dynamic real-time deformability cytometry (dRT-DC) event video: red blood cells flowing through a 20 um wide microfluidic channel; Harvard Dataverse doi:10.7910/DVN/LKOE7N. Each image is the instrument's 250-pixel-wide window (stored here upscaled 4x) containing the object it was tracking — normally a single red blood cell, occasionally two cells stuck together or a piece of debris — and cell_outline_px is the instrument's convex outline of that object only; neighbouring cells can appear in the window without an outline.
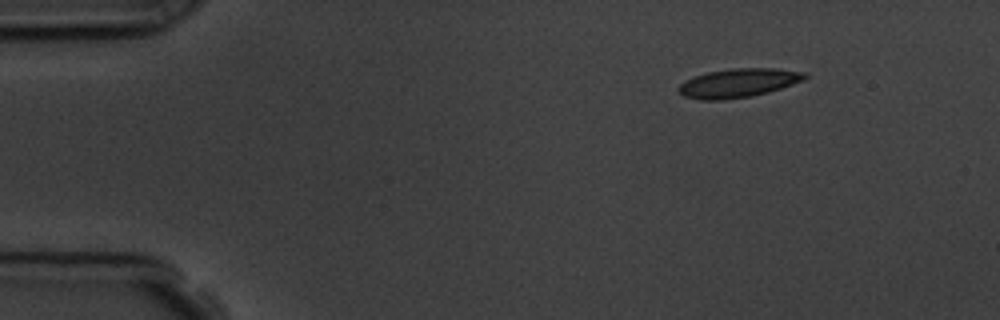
{"species": "common noctule bat (a hibernating species)", "species_latin": "Nyctalus noctula", "temperature_condition": "room temperature", "stored_images_in_passage": 50, "camera_frame_rate_fps": 3000, "um_per_image_px": 0.085, "animal": {"sex": "male", "body_mass_g": 19.5, "forearm_length_mm": 54.6}, "frame": {"image": 1, "passage_image": 1, "time_ms": 0.0, "image_size_px": [1000, 320], "cell_outline_px": [[808, 76], [804, 80], [768, 92], [748, 96], [724, 100], [700, 100], [684, 96], [676, 88], [680, 84], [696, 76], [708, 72], [732, 68], [776, 68], [808, 72]], "centroid_in_image_um": [62.79, 7.04], "position_along_channel_um": 22.2, "area_um2": 21.1}}
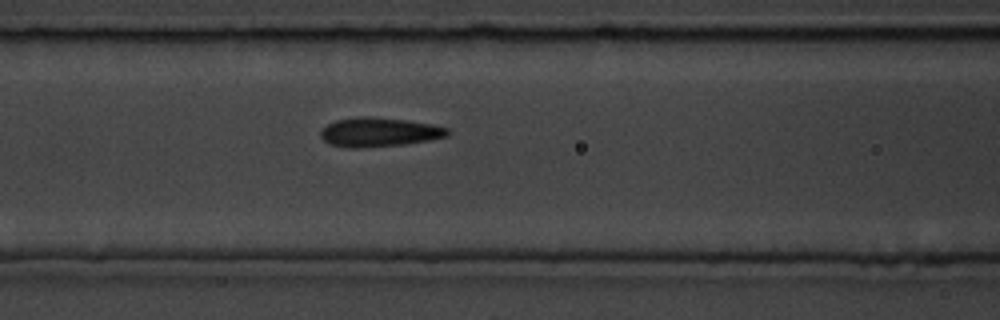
{"frame": {"image": 2, "passage_image": 17, "time_ms": 5.333, "image_size_px": [1000, 320], "cell_outline_px": [[452, 132], [448, 136], [428, 140], [404, 144], [356, 148], [348, 148], [328, 144], [320, 136], [320, 132], [328, 124], [336, 120], [356, 116], [368, 116], [404, 120], [432, 124], [448, 128]], "centroid_in_image_um": [32.22, 11.23], "position_along_channel_um": 134.4, "area_um2": 21.56}}
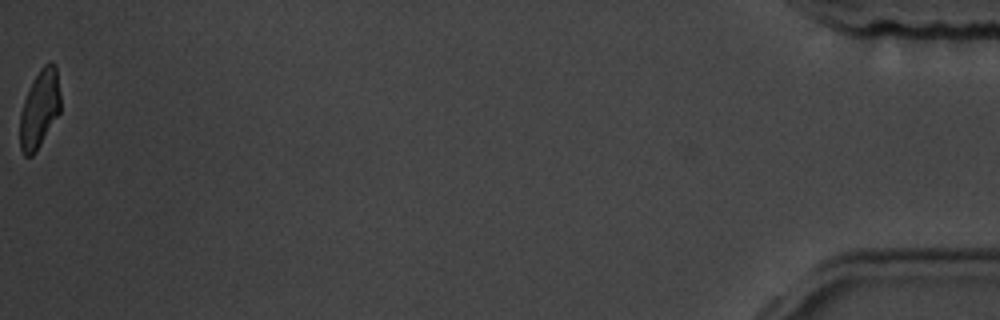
{"frame": {"image": 3, "passage_image": 50, "time_ms": 16.333, "image_size_px": [1000, 320], "cell_outline_px": [[60, 112], [36, 152], [32, 156], [24, 156], [20, 148], [20, 112], [24, 100], [40, 68], [44, 64], [52, 60], [56, 64], [60, 92]], "centroid_in_image_um": [3.38, 9.26], "position_along_channel_um": 431.8, "area_um2": 18.44}, "authors_computed_cell_mechanics": {"area_um2": 20.7502, "velocity_mm_per_s": 3.6239, "shape_relaxation_time_tau1_ms": 2.9095, "shape_relaxation_time_tau2_ms": 1.4342, "deformation_change_tau1": 0.1242, "deformation_change_tau2": 0.0862}}